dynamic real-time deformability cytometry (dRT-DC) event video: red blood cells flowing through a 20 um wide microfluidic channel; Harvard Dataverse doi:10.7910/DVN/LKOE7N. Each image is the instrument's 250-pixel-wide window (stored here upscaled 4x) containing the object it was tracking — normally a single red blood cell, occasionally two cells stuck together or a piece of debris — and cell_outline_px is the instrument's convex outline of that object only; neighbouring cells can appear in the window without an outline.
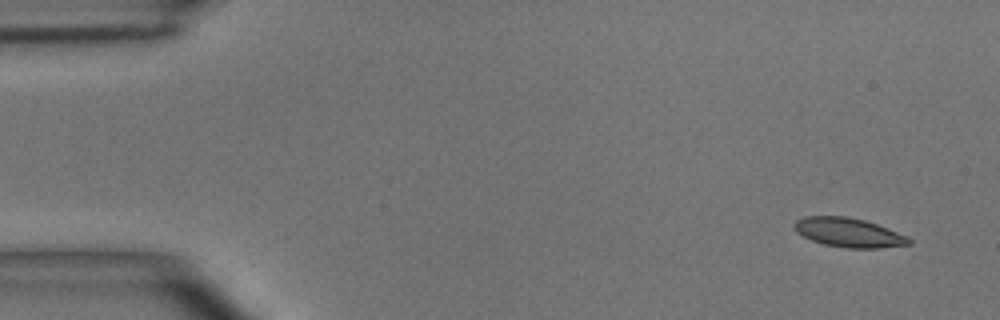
{"species": "common noctule bat (a hibernating species)", "species_latin": "Nyctalus noctula", "temperature_condition": "room temperature", "stored_images_in_passage": 47, "camera_frame_rate_fps": 3000, "um_per_image_px": 0.085, "animal": {"sex": "male", "body_mass_g": 15.6}, "frame": {"image": 1, "passage_image": 1, "time_ms": 0.0, "image_size_px": [1000, 320], "cell_outline_px": [[912, 244], [880, 248], [848, 248], [824, 244], [812, 240], [796, 232], [792, 224], [796, 220], [804, 216], [848, 216], [864, 220], [876, 224], [908, 236], [912, 240]], "centroid_in_image_um": [72.14, 19.76], "position_along_channel_um": 12.9, "area_um2": 19.54}}
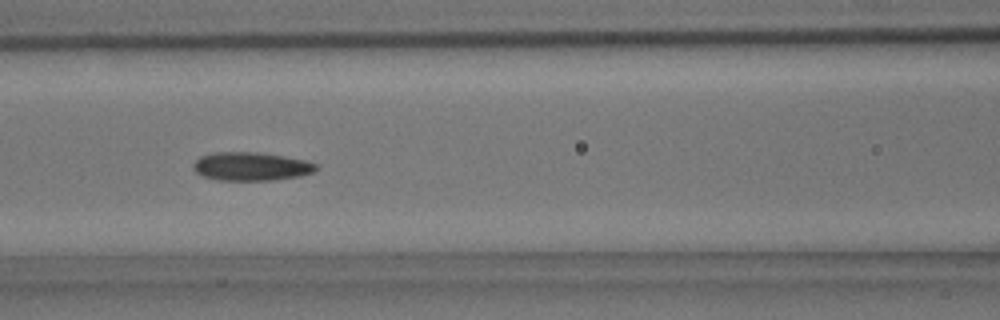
{"frame": {"image": 2, "passage_image": 19, "time_ms": 6.0, "image_size_px": [1000, 320], "cell_outline_px": [[320, 168], [312, 172], [300, 176], [272, 180], [220, 180], [204, 176], [196, 172], [192, 168], [192, 164], [200, 156], [212, 152], [256, 152], [284, 156], [304, 160], [316, 164]], "centroid_in_image_um": [21.33, 14.14], "position_along_channel_um": 145.3, "area_um2": 20.35}}
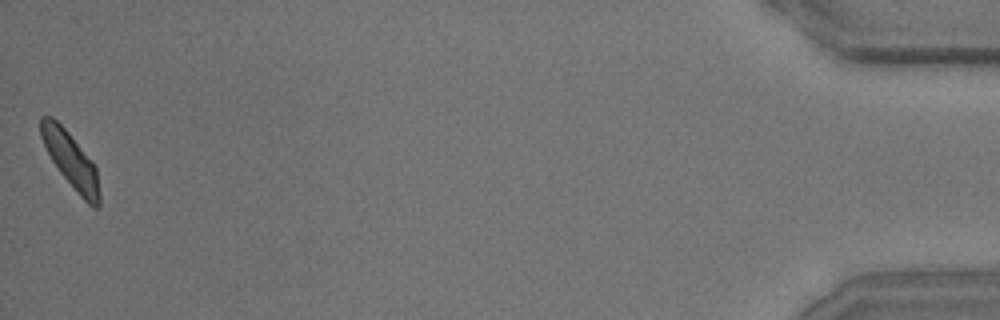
{"frame": {"image": 3, "passage_image": 47, "time_ms": 15.333, "image_size_px": [1000, 320], "cell_outline_px": [[100, 204], [96, 208], [92, 208], [80, 196], [60, 172], [52, 160], [40, 136], [40, 116], [52, 116], [68, 132], [92, 160], [96, 168], [100, 196]], "centroid_in_image_um": [6.02, 13.62], "position_along_channel_um": 429.2, "area_um2": 18.79}, "authors_computed_cell_mechanics": {"area_um2": 19.652, "velocity_mm_per_s": 4.0511, "shape_relaxation_time_tau1_ms": 10.574, "shape_relaxation_time_tau2_ms": 3.7358, "deformation_change_tau1": 0.2185, "deformation_change_tau2": 0.1057}}